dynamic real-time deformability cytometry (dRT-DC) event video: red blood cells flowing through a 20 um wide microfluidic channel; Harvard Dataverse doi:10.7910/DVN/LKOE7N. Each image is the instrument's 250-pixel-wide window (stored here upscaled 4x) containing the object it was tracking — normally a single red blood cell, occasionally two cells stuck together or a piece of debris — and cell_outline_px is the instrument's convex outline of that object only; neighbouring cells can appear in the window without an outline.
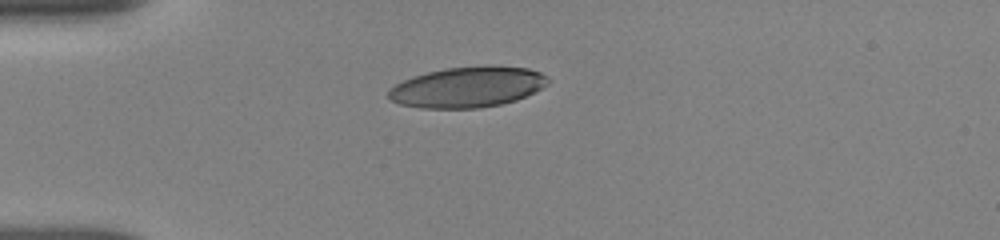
{"species": "human", "species_latin": "Homo sapiens", "temperature_condition": "room temperature", "stored_images_in_passage": 61, "camera_frame_rate_fps": 3000, "um_per_image_px": 0.085, "donor": {"sex": "female"}, "frame": {"image": 1, "passage_image": 1, "time_ms": 0.0, "image_size_px": [1000, 240], "cell_outline_px": [[548, 84], [516, 100], [500, 104], [476, 108], [420, 108], [400, 104], [392, 100], [388, 96], [388, 88], [404, 80], [428, 72], [444, 68], [488, 64], [492, 64], [528, 68], [540, 72], [548, 76]], "centroid_in_image_um": [39.75, 7.38], "position_along_channel_um": 45.3, "area_um2": 37.86}}
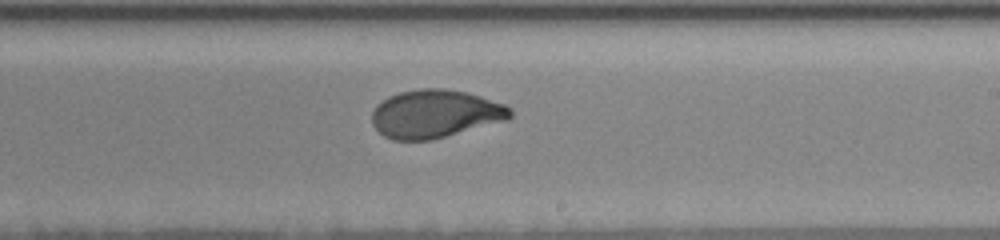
{"frame": {"image": 2, "passage_image": 29, "time_ms": 6.0, "image_size_px": [1000, 240], "cell_outline_px": [[512, 116], [508, 120], [432, 140], [392, 140], [384, 136], [372, 124], [372, 112], [376, 104], [388, 96], [400, 92], [420, 88], [444, 88], [468, 92], [504, 104], [512, 108]], "centroid_in_image_um": [36.99, 9.67], "position_along_channel_um": 252.0, "area_um2": 39.07}}
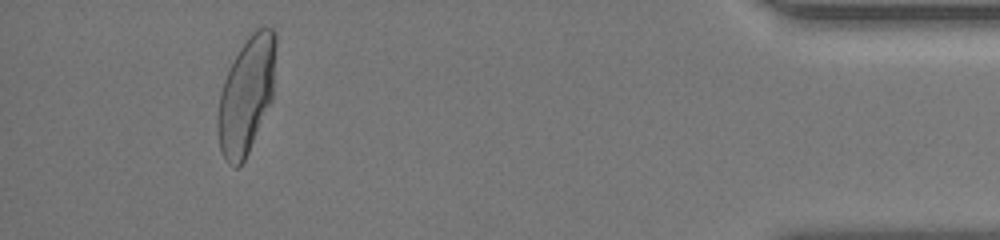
{"frame": {"image": 3, "passage_image": 56, "time_ms": 11.667, "image_size_px": [1000, 240], "cell_outline_px": [[276, 40], [272, 100], [248, 152], [244, 160], [236, 168], [228, 164], [220, 148], [216, 128], [216, 116], [220, 92], [224, 80], [240, 48], [248, 36], [256, 28], [264, 24], [272, 28], [276, 32]], "centroid_in_image_um": [20.94, 8.06], "position_along_channel_um": 414.3, "area_um2": 39.42}, "authors_computed_cell_mechanics": {"area_um2": 38.8994, "velocity_mm_per_s": 3.8392, "shape_relaxation_time_tau1_ms": 4.6816, "shape_relaxation_time_tau2_ms": null, "deformation_change_tau1": 0.1908, "deformation_change_tau2": null}}